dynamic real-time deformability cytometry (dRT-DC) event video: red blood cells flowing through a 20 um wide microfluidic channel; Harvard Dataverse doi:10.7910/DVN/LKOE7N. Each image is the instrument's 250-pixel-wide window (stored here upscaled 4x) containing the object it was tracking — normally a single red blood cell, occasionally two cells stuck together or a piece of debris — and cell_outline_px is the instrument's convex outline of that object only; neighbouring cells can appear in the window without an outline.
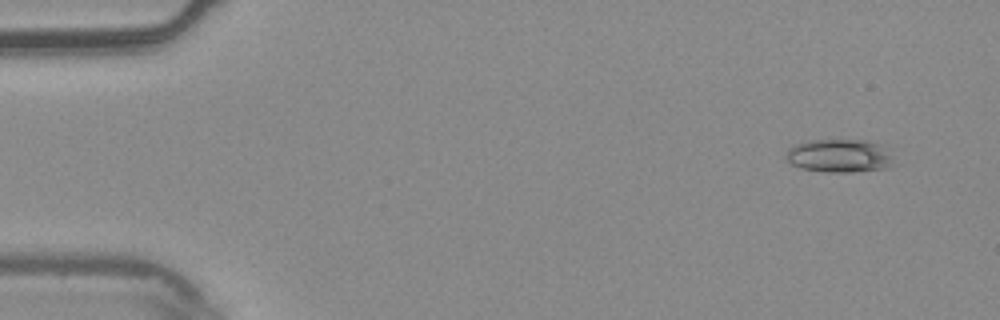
{"species": "common noctule bat (a hibernating species)", "species_latin": "Nyctalus noctula", "temperature_condition": "warm", "stored_images_in_passage": 4, "camera_frame_rate_fps": 3000, "um_per_image_px": 0.085, "animal": {"sex": "male", "body_mass_g": 20.4}, "frame": {"image": 1, "passage_image": 1, "time_ms": 0.0, "image_size_px": [1000, 320], "cell_outline_px": [[892, 156], [888, 164], [884, 168], [852, 172], [824, 172], [804, 168], [792, 164], [784, 156], [788, 148], [796, 144], [808, 140], [864, 140], [876, 144]], "centroid_in_image_um": [71.23, 13.24], "position_along_channel_um": 13.8, "area_um2": 20.29}}
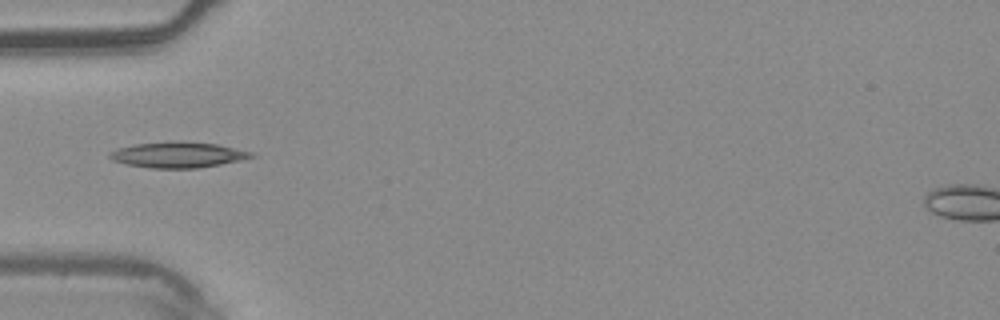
{"frame": {"image": 2, "passage_image": 4, "time_ms": 1.0, "image_size_px": [1000, 320], "cell_outline_px": [[256, 156], [240, 160], [220, 164], [196, 168], [152, 168], [128, 164], [112, 160], [108, 156], [108, 152], [116, 148], [136, 144], [168, 140], [172, 140], [216, 144], [252, 152]], "centroid_in_image_um": [15.07, 13.14], "position_along_channel_um": 69.9, "area_um2": 21.21}}